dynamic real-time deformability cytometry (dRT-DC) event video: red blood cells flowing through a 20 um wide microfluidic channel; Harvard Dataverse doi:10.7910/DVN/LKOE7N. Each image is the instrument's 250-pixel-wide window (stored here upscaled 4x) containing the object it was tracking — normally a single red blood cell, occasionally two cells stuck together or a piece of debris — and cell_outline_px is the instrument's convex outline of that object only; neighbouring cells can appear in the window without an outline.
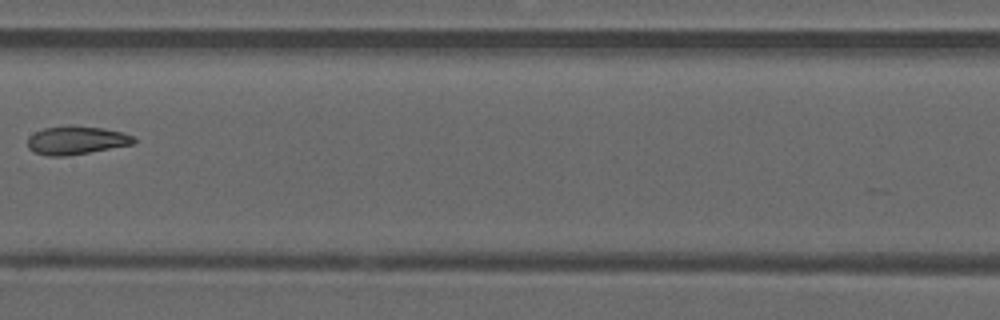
{"species": "common noctule bat (a hibernating species)", "species_latin": "Nyctalus noctula", "temperature_condition": "warm", "stored_images_in_passage": 10, "camera_frame_rate_fps": 3000, "um_per_image_px": 0.085, "animal": {"sex": "male", "forearm_length_mm": 52.5}, "frame": {"image": 1, "passage_image": 8, "time_ms": 2.333, "image_size_px": [1000, 320], "cell_outline_px": [[136, 144], [68, 156], [48, 156], [32, 152], [28, 148], [28, 136], [44, 128], [72, 124], [104, 128], [124, 132], [132, 136], [136, 140]], "centroid_in_image_um": [6.5, 11.92], "position_along_channel_um": 200.9, "area_um2": 17.98}}
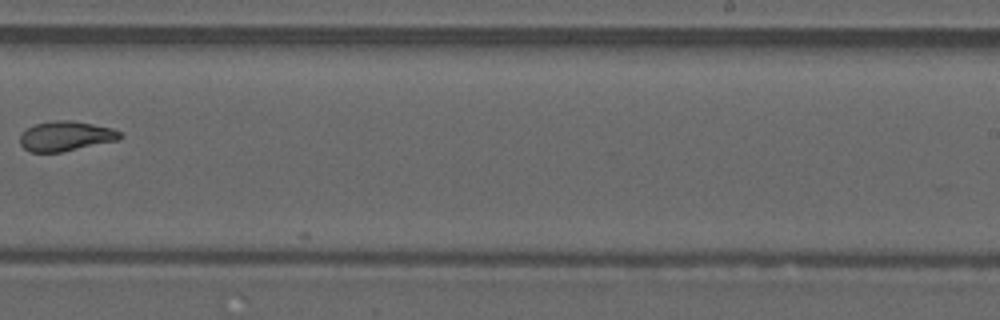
{"frame": {"image": 2, "passage_image": 10, "time_ms": 3.0, "image_size_px": [1000, 320], "cell_outline_px": [[124, 136], [120, 140], [60, 152], [28, 152], [20, 144], [20, 136], [28, 128], [36, 124], [52, 120], [68, 120], [92, 124], [112, 128], [120, 132]], "centroid_in_image_um": [5.61, 11.57], "position_along_channel_um": 283.4, "area_um2": 17.34}}